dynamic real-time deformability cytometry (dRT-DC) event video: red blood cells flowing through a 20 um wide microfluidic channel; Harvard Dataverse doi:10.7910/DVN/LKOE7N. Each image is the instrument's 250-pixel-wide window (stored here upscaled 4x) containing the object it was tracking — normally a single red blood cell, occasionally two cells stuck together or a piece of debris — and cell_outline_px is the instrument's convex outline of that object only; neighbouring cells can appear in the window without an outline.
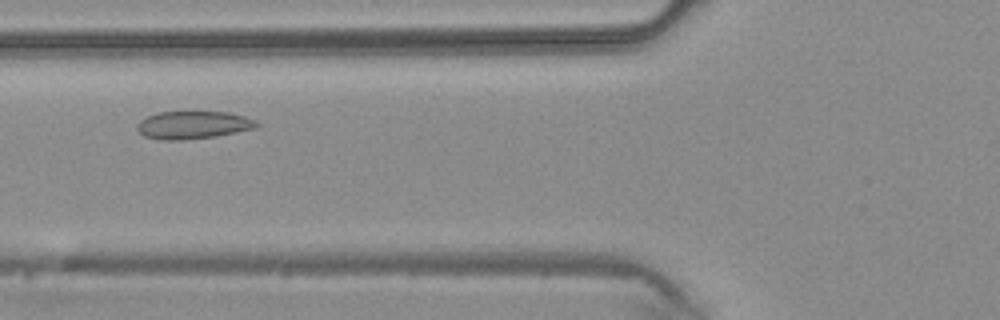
{"species": "common noctule bat (a hibernating species)", "species_latin": "Nyctalus noctula", "temperature_condition": "warm", "stored_images_in_passage": 35, "camera_frame_rate_fps": 3000, "um_per_image_px": 0.085, "animal": {"sex": "male", "body_mass_g": 20.4}, "frame": {"image": 1, "passage_image": 8, "time_ms": 2.333, "image_size_px": [1000, 320], "cell_outline_px": [[260, 124], [256, 128], [216, 136], [180, 140], [160, 140], [144, 136], [136, 128], [136, 124], [140, 120], [156, 112], [228, 112], [244, 116], [256, 120]], "centroid_in_image_um": [16.4, 10.62], "position_along_channel_um": 109.4, "area_um2": 19.36}}
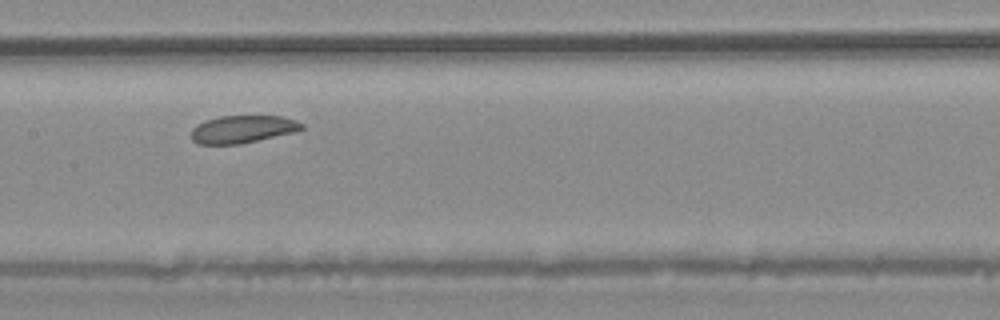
{"frame": {"image": 2, "passage_image": 13, "time_ms": 4.0, "image_size_px": [1000, 320], "cell_outline_px": [[304, 128], [296, 132], [240, 144], [200, 144], [192, 140], [192, 128], [196, 124], [204, 120], [220, 116], [284, 116], [296, 120], [304, 124]], "centroid_in_image_um": [20.64, 10.97], "position_along_channel_um": 186.8, "area_um2": 17.92}}
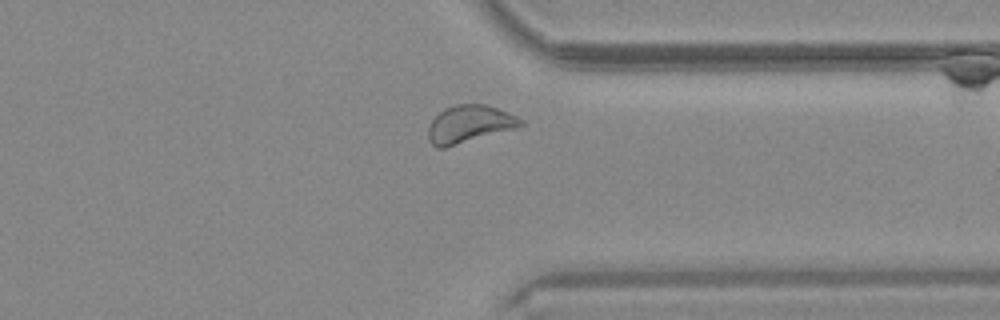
{"frame": {"image": 3, "passage_image": 25, "time_ms": 8.0, "image_size_px": [1000, 320], "cell_outline_px": [[524, 124], [512, 128], [444, 148], [436, 148], [428, 140], [428, 128], [432, 120], [444, 108], [456, 104], [484, 104], [508, 112], [524, 120]], "centroid_in_image_um": [39.84, 10.53], "position_along_channel_um": 371.6, "area_um2": 19.77}}